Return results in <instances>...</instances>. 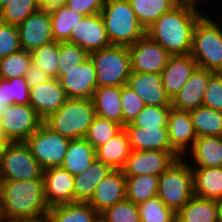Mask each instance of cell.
I'll return each instance as SVG.
<instances>
[{"label":"cell","mask_w":222,"mask_h":222,"mask_svg":"<svg viewBox=\"0 0 222 222\" xmlns=\"http://www.w3.org/2000/svg\"><path fill=\"white\" fill-rule=\"evenodd\" d=\"M43 179L0 180V221L46 219Z\"/></svg>","instance_id":"cell-1"},{"label":"cell","mask_w":222,"mask_h":222,"mask_svg":"<svg viewBox=\"0 0 222 222\" xmlns=\"http://www.w3.org/2000/svg\"><path fill=\"white\" fill-rule=\"evenodd\" d=\"M202 14L183 7H173L145 31L170 55H187L191 52L195 24Z\"/></svg>","instance_id":"cell-2"},{"label":"cell","mask_w":222,"mask_h":222,"mask_svg":"<svg viewBox=\"0 0 222 222\" xmlns=\"http://www.w3.org/2000/svg\"><path fill=\"white\" fill-rule=\"evenodd\" d=\"M202 15L195 24L190 54L198 67L212 72H222V25Z\"/></svg>","instance_id":"cell-3"},{"label":"cell","mask_w":222,"mask_h":222,"mask_svg":"<svg viewBox=\"0 0 222 222\" xmlns=\"http://www.w3.org/2000/svg\"><path fill=\"white\" fill-rule=\"evenodd\" d=\"M111 45H133L145 35L128 0H105L101 11Z\"/></svg>","instance_id":"cell-4"},{"label":"cell","mask_w":222,"mask_h":222,"mask_svg":"<svg viewBox=\"0 0 222 222\" xmlns=\"http://www.w3.org/2000/svg\"><path fill=\"white\" fill-rule=\"evenodd\" d=\"M96 116L92 99H68L43 122L69 139L83 138Z\"/></svg>","instance_id":"cell-5"},{"label":"cell","mask_w":222,"mask_h":222,"mask_svg":"<svg viewBox=\"0 0 222 222\" xmlns=\"http://www.w3.org/2000/svg\"><path fill=\"white\" fill-rule=\"evenodd\" d=\"M157 196L175 213L194 196L192 168L184 157L176 159L159 176Z\"/></svg>","instance_id":"cell-6"},{"label":"cell","mask_w":222,"mask_h":222,"mask_svg":"<svg viewBox=\"0 0 222 222\" xmlns=\"http://www.w3.org/2000/svg\"><path fill=\"white\" fill-rule=\"evenodd\" d=\"M96 69L97 87L123 86L131 74L129 48L111 45L89 53Z\"/></svg>","instance_id":"cell-7"},{"label":"cell","mask_w":222,"mask_h":222,"mask_svg":"<svg viewBox=\"0 0 222 222\" xmlns=\"http://www.w3.org/2000/svg\"><path fill=\"white\" fill-rule=\"evenodd\" d=\"M43 179V169L26 142H13L0 149V180Z\"/></svg>","instance_id":"cell-8"},{"label":"cell","mask_w":222,"mask_h":222,"mask_svg":"<svg viewBox=\"0 0 222 222\" xmlns=\"http://www.w3.org/2000/svg\"><path fill=\"white\" fill-rule=\"evenodd\" d=\"M70 139L50 129L44 122L26 140L41 168L61 166Z\"/></svg>","instance_id":"cell-9"},{"label":"cell","mask_w":222,"mask_h":222,"mask_svg":"<svg viewBox=\"0 0 222 222\" xmlns=\"http://www.w3.org/2000/svg\"><path fill=\"white\" fill-rule=\"evenodd\" d=\"M4 136L9 143L26 142L43 123L30 104H11L0 118Z\"/></svg>","instance_id":"cell-10"},{"label":"cell","mask_w":222,"mask_h":222,"mask_svg":"<svg viewBox=\"0 0 222 222\" xmlns=\"http://www.w3.org/2000/svg\"><path fill=\"white\" fill-rule=\"evenodd\" d=\"M131 72L162 73L170 54L146 34L129 46Z\"/></svg>","instance_id":"cell-11"},{"label":"cell","mask_w":222,"mask_h":222,"mask_svg":"<svg viewBox=\"0 0 222 222\" xmlns=\"http://www.w3.org/2000/svg\"><path fill=\"white\" fill-rule=\"evenodd\" d=\"M58 79L68 99H92L97 88L96 69L90 57L72 70H59Z\"/></svg>","instance_id":"cell-12"},{"label":"cell","mask_w":222,"mask_h":222,"mask_svg":"<svg viewBox=\"0 0 222 222\" xmlns=\"http://www.w3.org/2000/svg\"><path fill=\"white\" fill-rule=\"evenodd\" d=\"M178 158L176 151H131L121 170L125 176H160Z\"/></svg>","instance_id":"cell-13"},{"label":"cell","mask_w":222,"mask_h":222,"mask_svg":"<svg viewBox=\"0 0 222 222\" xmlns=\"http://www.w3.org/2000/svg\"><path fill=\"white\" fill-rule=\"evenodd\" d=\"M67 42L80 46L88 54L111 46L101 14L84 16L72 28Z\"/></svg>","instance_id":"cell-14"},{"label":"cell","mask_w":222,"mask_h":222,"mask_svg":"<svg viewBox=\"0 0 222 222\" xmlns=\"http://www.w3.org/2000/svg\"><path fill=\"white\" fill-rule=\"evenodd\" d=\"M18 30L22 50L31 52L54 42L49 11L41 9L31 14L18 26Z\"/></svg>","instance_id":"cell-15"},{"label":"cell","mask_w":222,"mask_h":222,"mask_svg":"<svg viewBox=\"0 0 222 222\" xmlns=\"http://www.w3.org/2000/svg\"><path fill=\"white\" fill-rule=\"evenodd\" d=\"M44 195L46 205L74 202V176L61 166L43 170Z\"/></svg>","instance_id":"cell-16"},{"label":"cell","mask_w":222,"mask_h":222,"mask_svg":"<svg viewBox=\"0 0 222 222\" xmlns=\"http://www.w3.org/2000/svg\"><path fill=\"white\" fill-rule=\"evenodd\" d=\"M67 100L58 78H50L29 91V104L43 121L58 111Z\"/></svg>","instance_id":"cell-17"},{"label":"cell","mask_w":222,"mask_h":222,"mask_svg":"<svg viewBox=\"0 0 222 222\" xmlns=\"http://www.w3.org/2000/svg\"><path fill=\"white\" fill-rule=\"evenodd\" d=\"M171 147L181 156L192 148L197 138L189 111L170 107L167 121Z\"/></svg>","instance_id":"cell-18"},{"label":"cell","mask_w":222,"mask_h":222,"mask_svg":"<svg viewBox=\"0 0 222 222\" xmlns=\"http://www.w3.org/2000/svg\"><path fill=\"white\" fill-rule=\"evenodd\" d=\"M126 199V176L122 170H112L95 188L88 203L100 215L106 209Z\"/></svg>","instance_id":"cell-19"},{"label":"cell","mask_w":222,"mask_h":222,"mask_svg":"<svg viewBox=\"0 0 222 222\" xmlns=\"http://www.w3.org/2000/svg\"><path fill=\"white\" fill-rule=\"evenodd\" d=\"M127 85L141 97L145 105L171 106V98L163 87L161 73L131 72Z\"/></svg>","instance_id":"cell-20"},{"label":"cell","mask_w":222,"mask_h":222,"mask_svg":"<svg viewBox=\"0 0 222 222\" xmlns=\"http://www.w3.org/2000/svg\"><path fill=\"white\" fill-rule=\"evenodd\" d=\"M214 72L197 67L186 84L171 99V106L178 110L191 111L202 106L204 91Z\"/></svg>","instance_id":"cell-21"},{"label":"cell","mask_w":222,"mask_h":222,"mask_svg":"<svg viewBox=\"0 0 222 222\" xmlns=\"http://www.w3.org/2000/svg\"><path fill=\"white\" fill-rule=\"evenodd\" d=\"M197 67L191 54L170 56L161 74L163 87L171 99L186 84Z\"/></svg>","instance_id":"cell-22"},{"label":"cell","mask_w":222,"mask_h":222,"mask_svg":"<svg viewBox=\"0 0 222 222\" xmlns=\"http://www.w3.org/2000/svg\"><path fill=\"white\" fill-rule=\"evenodd\" d=\"M131 151H175L169 142L168 128H144L139 126H124Z\"/></svg>","instance_id":"cell-23"},{"label":"cell","mask_w":222,"mask_h":222,"mask_svg":"<svg viewBox=\"0 0 222 222\" xmlns=\"http://www.w3.org/2000/svg\"><path fill=\"white\" fill-rule=\"evenodd\" d=\"M183 157L191 167H222V136L197 137Z\"/></svg>","instance_id":"cell-24"},{"label":"cell","mask_w":222,"mask_h":222,"mask_svg":"<svg viewBox=\"0 0 222 222\" xmlns=\"http://www.w3.org/2000/svg\"><path fill=\"white\" fill-rule=\"evenodd\" d=\"M107 164L95 159L86 170L74 176V202H88L96 186L112 171Z\"/></svg>","instance_id":"cell-25"},{"label":"cell","mask_w":222,"mask_h":222,"mask_svg":"<svg viewBox=\"0 0 222 222\" xmlns=\"http://www.w3.org/2000/svg\"><path fill=\"white\" fill-rule=\"evenodd\" d=\"M121 86H100L94 91L92 101L96 115L123 126Z\"/></svg>","instance_id":"cell-26"},{"label":"cell","mask_w":222,"mask_h":222,"mask_svg":"<svg viewBox=\"0 0 222 222\" xmlns=\"http://www.w3.org/2000/svg\"><path fill=\"white\" fill-rule=\"evenodd\" d=\"M193 193L204 199L222 198V167H191Z\"/></svg>","instance_id":"cell-27"},{"label":"cell","mask_w":222,"mask_h":222,"mask_svg":"<svg viewBox=\"0 0 222 222\" xmlns=\"http://www.w3.org/2000/svg\"><path fill=\"white\" fill-rule=\"evenodd\" d=\"M96 159L107 164L113 170H121L130 156L129 137L123 128L112 139L95 149Z\"/></svg>","instance_id":"cell-28"},{"label":"cell","mask_w":222,"mask_h":222,"mask_svg":"<svg viewBox=\"0 0 222 222\" xmlns=\"http://www.w3.org/2000/svg\"><path fill=\"white\" fill-rule=\"evenodd\" d=\"M95 159V148L84 137L70 139L61 167L75 176L84 172Z\"/></svg>","instance_id":"cell-29"},{"label":"cell","mask_w":222,"mask_h":222,"mask_svg":"<svg viewBox=\"0 0 222 222\" xmlns=\"http://www.w3.org/2000/svg\"><path fill=\"white\" fill-rule=\"evenodd\" d=\"M48 222H100V215L88 202H73L50 207Z\"/></svg>","instance_id":"cell-30"},{"label":"cell","mask_w":222,"mask_h":222,"mask_svg":"<svg viewBox=\"0 0 222 222\" xmlns=\"http://www.w3.org/2000/svg\"><path fill=\"white\" fill-rule=\"evenodd\" d=\"M176 215L184 222H219L216 200L193 196Z\"/></svg>","instance_id":"cell-31"},{"label":"cell","mask_w":222,"mask_h":222,"mask_svg":"<svg viewBox=\"0 0 222 222\" xmlns=\"http://www.w3.org/2000/svg\"><path fill=\"white\" fill-rule=\"evenodd\" d=\"M29 91L24 77L0 78V118L11 104H29Z\"/></svg>","instance_id":"cell-32"},{"label":"cell","mask_w":222,"mask_h":222,"mask_svg":"<svg viewBox=\"0 0 222 222\" xmlns=\"http://www.w3.org/2000/svg\"><path fill=\"white\" fill-rule=\"evenodd\" d=\"M135 16L146 31L174 6L171 0H128Z\"/></svg>","instance_id":"cell-33"},{"label":"cell","mask_w":222,"mask_h":222,"mask_svg":"<svg viewBox=\"0 0 222 222\" xmlns=\"http://www.w3.org/2000/svg\"><path fill=\"white\" fill-rule=\"evenodd\" d=\"M189 112L197 137L222 136V112L203 105Z\"/></svg>","instance_id":"cell-34"},{"label":"cell","mask_w":222,"mask_h":222,"mask_svg":"<svg viewBox=\"0 0 222 222\" xmlns=\"http://www.w3.org/2000/svg\"><path fill=\"white\" fill-rule=\"evenodd\" d=\"M159 176H126V199L136 205L157 196Z\"/></svg>","instance_id":"cell-35"},{"label":"cell","mask_w":222,"mask_h":222,"mask_svg":"<svg viewBox=\"0 0 222 222\" xmlns=\"http://www.w3.org/2000/svg\"><path fill=\"white\" fill-rule=\"evenodd\" d=\"M52 36L56 42H67L70 38L72 28L82 20L84 15L61 6L50 11Z\"/></svg>","instance_id":"cell-36"},{"label":"cell","mask_w":222,"mask_h":222,"mask_svg":"<svg viewBox=\"0 0 222 222\" xmlns=\"http://www.w3.org/2000/svg\"><path fill=\"white\" fill-rule=\"evenodd\" d=\"M41 10L40 0H10L0 10L6 24L19 26L28 16Z\"/></svg>","instance_id":"cell-37"},{"label":"cell","mask_w":222,"mask_h":222,"mask_svg":"<svg viewBox=\"0 0 222 222\" xmlns=\"http://www.w3.org/2000/svg\"><path fill=\"white\" fill-rule=\"evenodd\" d=\"M123 128L114 121L96 115L84 138L96 149L112 139Z\"/></svg>","instance_id":"cell-38"},{"label":"cell","mask_w":222,"mask_h":222,"mask_svg":"<svg viewBox=\"0 0 222 222\" xmlns=\"http://www.w3.org/2000/svg\"><path fill=\"white\" fill-rule=\"evenodd\" d=\"M32 63L41 67L51 78H58L59 42H52L31 51Z\"/></svg>","instance_id":"cell-39"},{"label":"cell","mask_w":222,"mask_h":222,"mask_svg":"<svg viewBox=\"0 0 222 222\" xmlns=\"http://www.w3.org/2000/svg\"><path fill=\"white\" fill-rule=\"evenodd\" d=\"M31 64V52L21 49L0 59V78L24 77Z\"/></svg>","instance_id":"cell-40"},{"label":"cell","mask_w":222,"mask_h":222,"mask_svg":"<svg viewBox=\"0 0 222 222\" xmlns=\"http://www.w3.org/2000/svg\"><path fill=\"white\" fill-rule=\"evenodd\" d=\"M140 222H172L176 213L156 196L138 205Z\"/></svg>","instance_id":"cell-41"},{"label":"cell","mask_w":222,"mask_h":222,"mask_svg":"<svg viewBox=\"0 0 222 222\" xmlns=\"http://www.w3.org/2000/svg\"><path fill=\"white\" fill-rule=\"evenodd\" d=\"M171 106H149L141 110L132 123L125 126H139L144 128L167 127L168 113Z\"/></svg>","instance_id":"cell-42"},{"label":"cell","mask_w":222,"mask_h":222,"mask_svg":"<svg viewBox=\"0 0 222 222\" xmlns=\"http://www.w3.org/2000/svg\"><path fill=\"white\" fill-rule=\"evenodd\" d=\"M100 222H140L139 207L124 199L102 212Z\"/></svg>","instance_id":"cell-43"},{"label":"cell","mask_w":222,"mask_h":222,"mask_svg":"<svg viewBox=\"0 0 222 222\" xmlns=\"http://www.w3.org/2000/svg\"><path fill=\"white\" fill-rule=\"evenodd\" d=\"M121 108L123 115V127L132 123L136 116L145 107L141 97L127 84L121 86Z\"/></svg>","instance_id":"cell-44"},{"label":"cell","mask_w":222,"mask_h":222,"mask_svg":"<svg viewBox=\"0 0 222 222\" xmlns=\"http://www.w3.org/2000/svg\"><path fill=\"white\" fill-rule=\"evenodd\" d=\"M88 57L89 54L80 46L59 42V70H72Z\"/></svg>","instance_id":"cell-45"},{"label":"cell","mask_w":222,"mask_h":222,"mask_svg":"<svg viewBox=\"0 0 222 222\" xmlns=\"http://www.w3.org/2000/svg\"><path fill=\"white\" fill-rule=\"evenodd\" d=\"M202 105L222 112V72H214L210 76Z\"/></svg>","instance_id":"cell-46"},{"label":"cell","mask_w":222,"mask_h":222,"mask_svg":"<svg viewBox=\"0 0 222 222\" xmlns=\"http://www.w3.org/2000/svg\"><path fill=\"white\" fill-rule=\"evenodd\" d=\"M21 50L17 26L5 24L0 29V59Z\"/></svg>","instance_id":"cell-47"},{"label":"cell","mask_w":222,"mask_h":222,"mask_svg":"<svg viewBox=\"0 0 222 222\" xmlns=\"http://www.w3.org/2000/svg\"><path fill=\"white\" fill-rule=\"evenodd\" d=\"M104 4L105 0H68L66 6L84 16H89L100 14Z\"/></svg>","instance_id":"cell-48"},{"label":"cell","mask_w":222,"mask_h":222,"mask_svg":"<svg viewBox=\"0 0 222 222\" xmlns=\"http://www.w3.org/2000/svg\"><path fill=\"white\" fill-rule=\"evenodd\" d=\"M50 78L51 77L41 67H37L33 63L30 65L24 76V79L27 81L29 88L43 84Z\"/></svg>","instance_id":"cell-49"},{"label":"cell","mask_w":222,"mask_h":222,"mask_svg":"<svg viewBox=\"0 0 222 222\" xmlns=\"http://www.w3.org/2000/svg\"><path fill=\"white\" fill-rule=\"evenodd\" d=\"M203 1H204V3H208L209 0H207V2H205L206 0H171V3L173 4L174 7L188 8V9L194 10L202 15H205L204 12L201 11V9H203V8H201ZM198 7L200 8V10Z\"/></svg>","instance_id":"cell-50"},{"label":"cell","mask_w":222,"mask_h":222,"mask_svg":"<svg viewBox=\"0 0 222 222\" xmlns=\"http://www.w3.org/2000/svg\"><path fill=\"white\" fill-rule=\"evenodd\" d=\"M68 0H40L41 9L44 11H51L61 6H66Z\"/></svg>","instance_id":"cell-51"},{"label":"cell","mask_w":222,"mask_h":222,"mask_svg":"<svg viewBox=\"0 0 222 222\" xmlns=\"http://www.w3.org/2000/svg\"><path fill=\"white\" fill-rule=\"evenodd\" d=\"M9 142H8V140L6 139V137L4 136V133H3V130H2V125H1V123H0V149L4 146V145H6V144H8Z\"/></svg>","instance_id":"cell-52"},{"label":"cell","mask_w":222,"mask_h":222,"mask_svg":"<svg viewBox=\"0 0 222 222\" xmlns=\"http://www.w3.org/2000/svg\"><path fill=\"white\" fill-rule=\"evenodd\" d=\"M218 205V220L222 222V198L216 200Z\"/></svg>","instance_id":"cell-53"},{"label":"cell","mask_w":222,"mask_h":222,"mask_svg":"<svg viewBox=\"0 0 222 222\" xmlns=\"http://www.w3.org/2000/svg\"><path fill=\"white\" fill-rule=\"evenodd\" d=\"M13 222H48L47 219L41 220H23V221H13Z\"/></svg>","instance_id":"cell-54"},{"label":"cell","mask_w":222,"mask_h":222,"mask_svg":"<svg viewBox=\"0 0 222 222\" xmlns=\"http://www.w3.org/2000/svg\"><path fill=\"white\" fill-rule=\"evenodd\" d=\"M10 0H0V10L9 3Z\"/></svg>","instance_id":"cell-55"},{"label":"cell","mask_w":222,"mask_h":222,"mask_svg":"<svg viewBox=\"0 0 222 222\" xmlns=\"http://www.w3.org/2000/svg\"><path fill=\"white\" fill-rule=\"evenodd\" d=\"M5 24H6V23H5L2 15L0 14V29H1Z\"/></svg>","instance_id":"cell-56"},{"label":"cell","mask_w":222,"mask_h":222,"mask_svg":"<svg viewBox=\"0 0 222 222\" xmlns=\"http://www.w3.org/2000/svg\"><path fill=\"white\" fill-rule=\"evenodd\" d=\"M172 222H184L183 220H181L177 215L174 217Z\"/></svg>","instance_id":"cell-57"},{"label":"cell","mask_w":222,"mask_h":222,"mask_svg":"<svg viewBox=\"0 0 222 222\" xmlns=\"http://www.w3.org/2000/svg\"><path fill=\"white\" fill-rule=\"evenodd\" d=\"M213 19H214L215 21H217L218 23H222L221 20L218 21V19H216V18H213ZM220 25H222V24H220Z\"/></svg>","instance_id":"cell-58"}]
</instances>
